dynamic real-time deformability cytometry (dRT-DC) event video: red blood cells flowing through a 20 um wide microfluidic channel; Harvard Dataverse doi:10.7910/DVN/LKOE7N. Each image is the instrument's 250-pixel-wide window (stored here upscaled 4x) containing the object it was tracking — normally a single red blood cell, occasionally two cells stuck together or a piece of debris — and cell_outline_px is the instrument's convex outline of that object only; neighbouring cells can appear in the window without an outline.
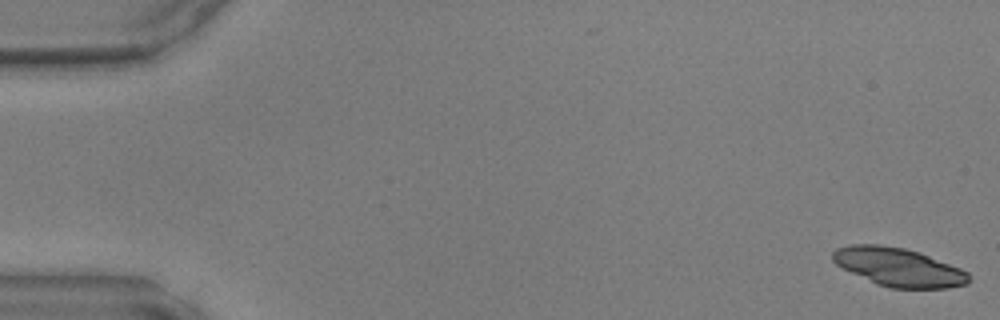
{"species": "common noctule bat (a hibernating species)", "species_latin": "Nyctalus noctula", "temperature_condition": "warm", "stored_images_in_passage": 42, "camera_frame_rate_fps": 3000, "um_per_image_px": 0.085, "animal": {"sex": "male", "body_mass_g": 17.9, "forearm_length_mm": 54.2}, "frame": {"image": 1, "passage_image": 1, "time_ms": 0.0, "image_size_px": [1000, 320], "cell_outline_px": [[972, 280], [968, 284], [948, 288], [892, 288], [876, 284], [836, 264], [832, 260], [832, 252], [836, 248], [848, 244], [880, 244], [904, 248], [920, 252], [960, 268], [968, 272]], "centroid_in_image_um": [76.4, 22.7], "position_along_channel_um": 8.6, "area_um2": 30.58}}
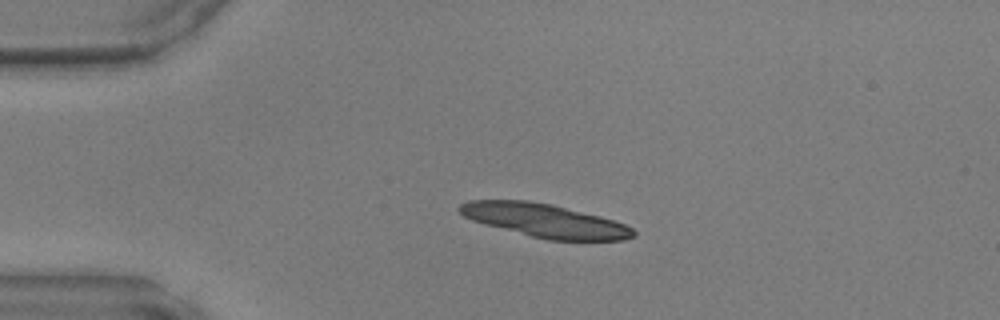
{"frame": {"image": 2, "passage_image": 11, "time_ms": 3.333, "image_size_px": [1000, 320], "cell_outline_px": [[636, 236], [624, 240], [548, 240], [484, 224], [472, 220], [464, 216], [456, 208], [460, 204], [468, 200], [528, 200], [552, 204], [600, 216], [624, 224], [632, 228], [636, 232]], "centroid_in_image_um": [46.3, 18.74], "position_along_channel_um": 38.7, "area_um2": 33.76}}